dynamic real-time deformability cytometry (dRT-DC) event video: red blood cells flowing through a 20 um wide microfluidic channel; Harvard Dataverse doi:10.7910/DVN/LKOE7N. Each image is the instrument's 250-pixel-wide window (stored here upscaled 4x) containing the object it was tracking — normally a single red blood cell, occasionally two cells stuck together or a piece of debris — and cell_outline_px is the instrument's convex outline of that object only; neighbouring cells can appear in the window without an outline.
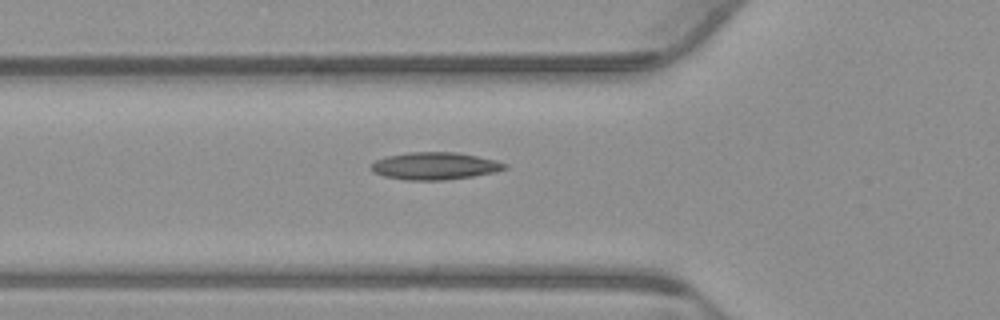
{"species": "common noctule bat (a hibernating species)", "species_latin": "Nyctalus noctula", "temperature_condition": "warm", "stored_images_in_passage": 39, "camera_frame_rate_fps": 3000, "um_per_image_px": 0.085, "animal": {"sex": "male", "body_mass_g": 23.1, "forearm_length_mm": 52.7}, "frame": {"image": 1, "passage_image": 9, "time_ms": 2.667, "image_size_px": [1000, 320], "cell_outline_px": [[508, 168], [496, 172], [472, 176], [444, 180], [404, 180], [384, 176], [372, 172], [372, 164], [376, 160], [388, 156], [408, 152], [456, 152], [496, 160], [508, 164]], "centroid_in_image_um": [36.98, 14.11], "position_along_channel_um": 88.8, "area_um2": 21.27}}
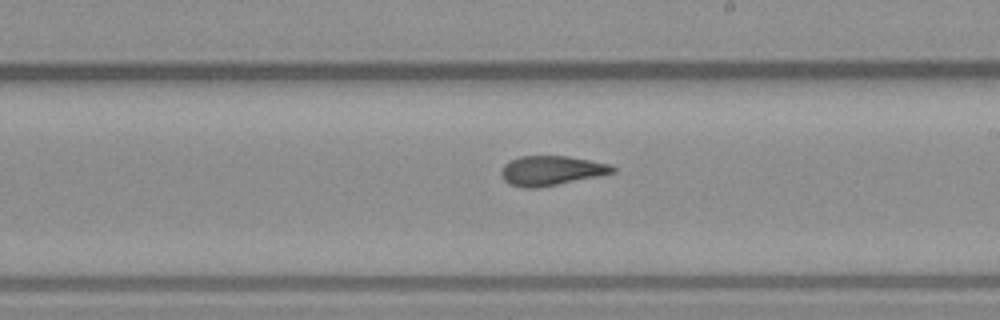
{"frame": {"image": 2, "passage_image": 21, "time_ms": 6.667, "image_size_px": [1000, 320], "cell_outline_px": [[616, 172], [600, 176], [536, 188], [520, 188], [508, 184], [500, 176], [500, 172], [504, 164], [508, 160], [520, 156], [568, 156], [612, 164], [616, 168]], "centroid_in_image_um": [46.84, 14.5], "position_along_channel_um": 242.2, "area_um2": 19.54}}
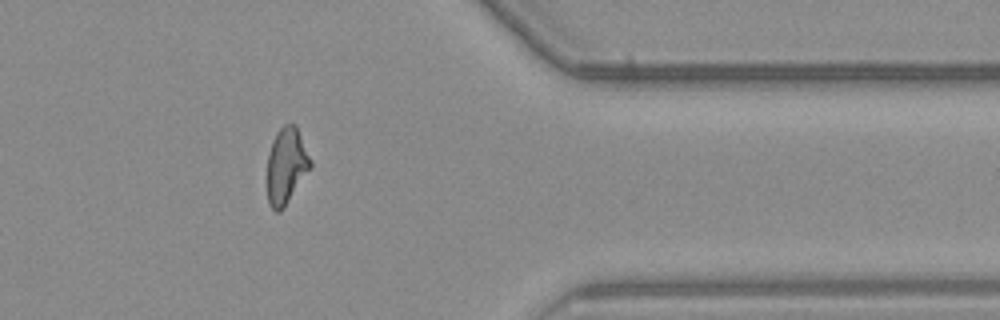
{"frame": {"image": 3, "passage_image": 34, "time_ms": 11.0, "image_size_px": [1000, 320], "cell_outline_px": [[312, 164], [284, 208], [280, 212], [276, 212], [268, 204], [268, 152], [272, 140], [276, 132], [284, 124], [296, 124], [312, 160]], "centroid_in_image_um": [24.33, 14.06], "position_along_channel_um": 387.1, "area_um2": 19.13}, "authors_computed_cell_mechanics": {"area_um2": 19.363, "velocity_mm_per_s": 3.8112, "shape_relaxation_time_tau1_ms": null, "shape_relaxation_time_tau2_ms": 2.1613, "deformation_change_tau1": null, "deformation_change_tau2": 0.0935}}